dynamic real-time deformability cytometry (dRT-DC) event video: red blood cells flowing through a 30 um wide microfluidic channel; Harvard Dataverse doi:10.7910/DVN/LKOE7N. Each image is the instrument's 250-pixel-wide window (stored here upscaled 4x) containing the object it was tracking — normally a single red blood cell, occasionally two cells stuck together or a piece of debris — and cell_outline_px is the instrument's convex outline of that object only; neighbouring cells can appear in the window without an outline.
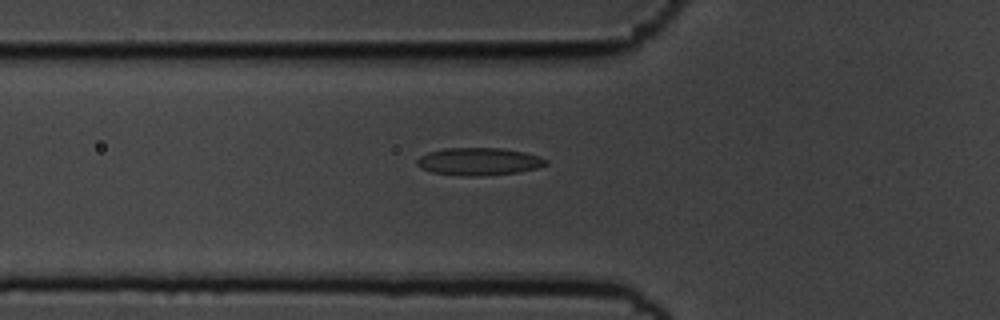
{"species": "common noctule bat (a hibernating species)", "species_latin": "Nyctalus noctula", "temperature_condition": "cold", "stored_images_in_passage": 39, "camera_frame_rate_fps": 3000, "um_per_image_px": 0.085, "animal": {"sex": "male", "body_mass_g": 19.5, "forearm_length_mm": 54.6}, "frame": {"image": 1, "passage_image": 2, "time_ms": 0.333, "image_size_px": [1000, 320], "cell_outline_px": [[548, 164], [536, 168], [516, 172], [476, 176], [464, 176], [432, 172], [420, 168], [416, 164], [416, 160], [420, 156], [428, 152], [444, 148], [504, 148], [524, 152], [540, 156], [548, 160]], "centroid_in_image_um": [40.69, 13.72], "position_along_channel_um": 85.1, "area_um2": 20.69}}
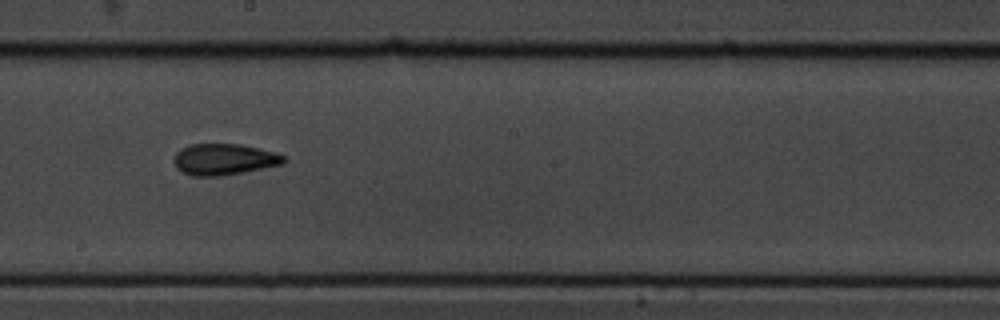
{"frame": {"image": 2, "passage_image": 14, "time_ms": 4.333, "image_size_px": [1000, 320], "cell_outline_px": [[288, 160], [284, 164], [244, 172], [220, 176], [192, 176], [180, 172], [176, 168], [172, 160], [176, 152], [180, 148], [188, 144], [240, 144], [276, 152], [288, 156]], "centroid_in_image_um": [19.05, 13.55], "position_along_channel_um": 229.2, "area_um2": 20.52}}
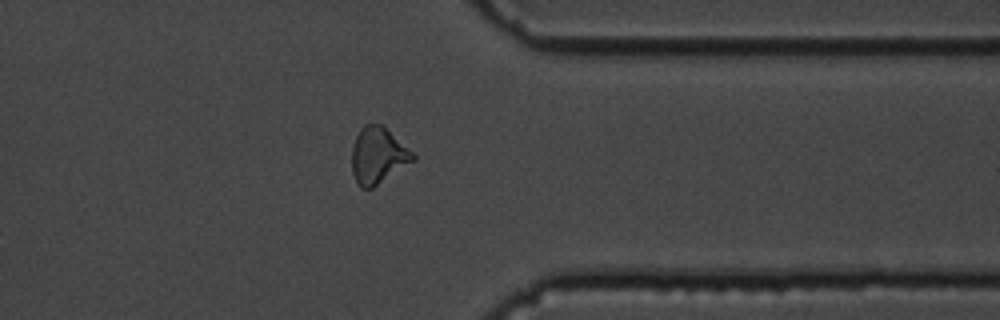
{"frame": {"image": 3, "passage_image": 27, "time_ms": 8.667, "image_size_px": [1000, 320], "cell_outline_px": [[416, 160], [372, 188], [360, 188], [356, 184], [352, 172], [352, 148], [356, 136], [360, 128], [364, 124], [380, 124], [412, 152], [416, 156]], "centroid_in_image_um": [32.1, 13.25], "position_along_channel_um": 379.3, "area_um2": 19.88}}